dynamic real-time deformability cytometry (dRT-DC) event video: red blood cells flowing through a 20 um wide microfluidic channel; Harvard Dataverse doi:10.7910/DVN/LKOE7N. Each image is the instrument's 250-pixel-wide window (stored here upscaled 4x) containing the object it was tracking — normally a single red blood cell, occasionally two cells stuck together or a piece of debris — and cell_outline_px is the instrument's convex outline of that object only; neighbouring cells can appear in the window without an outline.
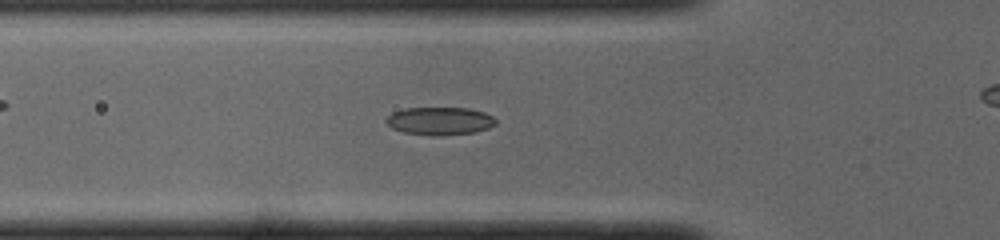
{"species": "common noctule bat (a hibernating species)", "species_latin": "Nyctalus noctula", "temperature_condition": "cold", "stored_images_in_passage": 40, "camera_frame_rate_fps": 3000, "um_per_image_px": 0.085, "animal": {"sex": "male", "body_mass_g": 19.0, "forearm_length_mm": 50.8}, "frame": {"image": 1, "passage_image": 16, "time_ms": 5.0, "image_size_px": [1000, 240], "cell_outline_px": [[496, 124], [488, 128], [476, 132], [444, 136], [432, 136], [404, 132], [392, 128], [384, 120], [392, 112], [404, 108], [468, 108], [484, 112], [492, 116], [496, 120]], "centroid_in_image_um": [37.38, 10.29], "position_along_channel_um": 88.4, "area_um2": 17.98}}
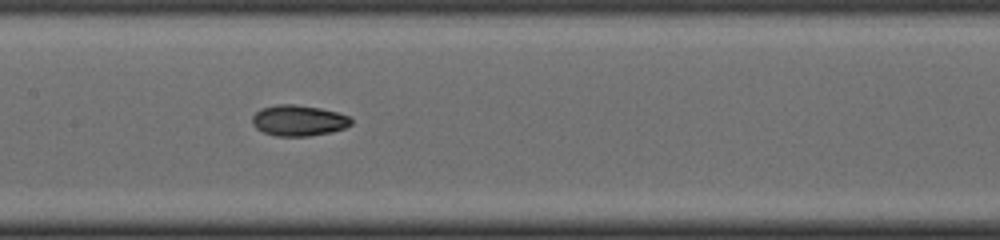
{"frame": {"image": 2, "passage_image": 23, "time_ms": 7.333, "image_size_px": [1000, 240], "cell_outline_px": [[352, 124], [344, 128], [332, 132], [308, 136], [276, 136], [264, 132], [256, 128], [252, 124], [252, 116], [260, 108], [276, 104], [296, 104], [320, 108], [336, 112], [348, 116], [352, 120]], "centroid_in_image_um": [25.36, 10.24], "position_along_channel_um": 182.0, "area_um2": 17.86}}
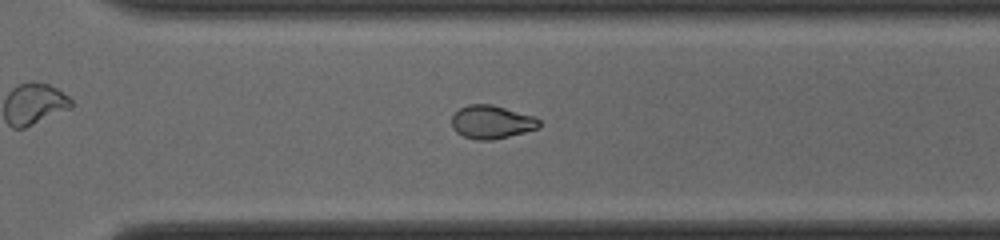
{"frame": {"image": 3, "passage_image": 34, "time_ms": 11.0, "image_size_px": [1000, 240], "cell_outline_px": [[540, 128], [492, 140], [476, 140], [464, 136], [456, 132], [452, 128], [452, 116], [460, 108], [468, 104], [492, 104], [536, 116], [540, 120]], "centroid_in_image_um": [41.81, 10.36], "position_along_channel_um": 328.8, "area_um2": 17.11}}